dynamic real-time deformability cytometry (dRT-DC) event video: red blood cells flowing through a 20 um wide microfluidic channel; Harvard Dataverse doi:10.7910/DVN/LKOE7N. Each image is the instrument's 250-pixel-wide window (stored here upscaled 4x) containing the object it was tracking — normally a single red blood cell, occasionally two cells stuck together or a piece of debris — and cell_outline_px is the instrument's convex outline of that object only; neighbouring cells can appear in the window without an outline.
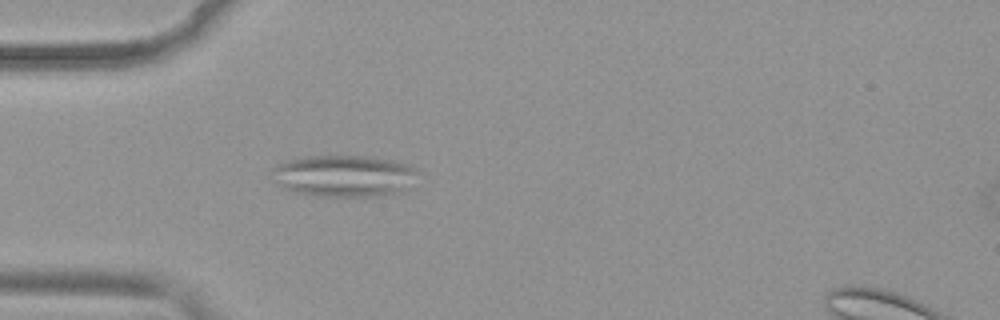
{"species": "common noctule bat (a hibernating species)", "species_latin": "Nyctalus noctula", "temperature_condition": "warm", "stored_images_in_passage": 49, "camera_frame_rate_fps": 3000, "um_per_image_px": 0.085, "animal": {"sex": "female", "body_mass_g": 19.9}, "frame": {"image": 1, "passage_image": 13, "time_ms": 4.0, "image_size_px": [1000, 320], "cell_outline_px": [[416, 172], [404, 192], [376, 196], [320, 196], [296, 192], [284, 188], [268, 172], [272, 168], [280, 164], [292, 160], [312, 156], [368, 156], [392, 160], [408, 164]], "centroid_in_image_um": [29.23, 14.95], "position_along_channel_um": 55.8, "area_um2": 34.91}}
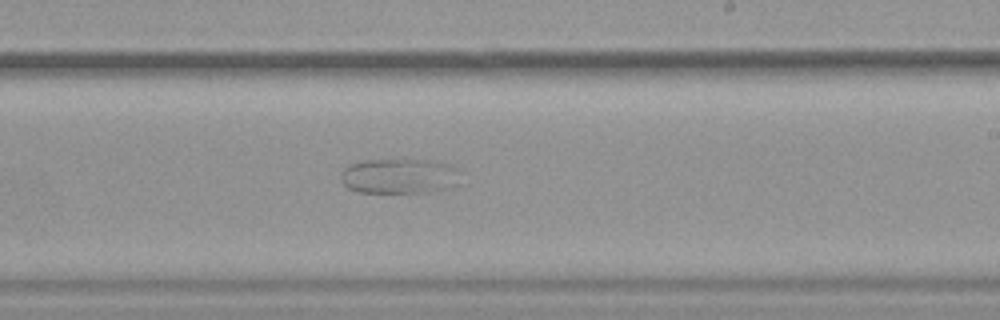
{"frame": {"image": 2, "passage_image": 29, "time_ms": 9.333, "image_size_px": [1000, 320], "cell_outline_px": [[460, 184], [452, 188], [428, 192], [360, 192], [348, 188], [340, 180], [340, 176], [344, 168], [352, 164], [364, 160], [428, 160], [448, 164], [456, 168]], "centroid_in_image_um": [33.96, 14.98], "position_along_channel_um": 255.0, "area_um2": 24.45}}
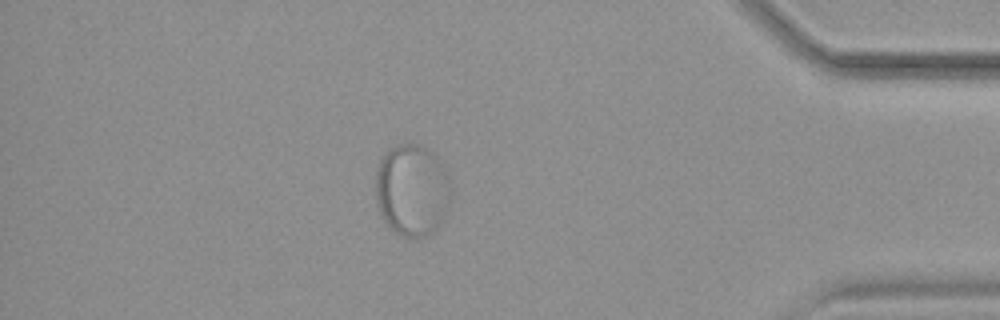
{"frame": {"image": 3, "passage_image": 43, "time_ms": 14.0, "image_size_px": [1000, 320], "cell_outline_px": [[444, 212], [440, 224], [428, 236], [420, 240], [416, 240], [400, 236], [388, 228], [380, 212], [376, 200], [376, 172], [380, 160], [392, 148], [400, 144], [420, 144], [432, 152], [440, 164], [444, 204]], "centroid_in_image_um": [34.87, 16.24], "position_along_channel_um": 400.3, "area_um2": 38.55}}